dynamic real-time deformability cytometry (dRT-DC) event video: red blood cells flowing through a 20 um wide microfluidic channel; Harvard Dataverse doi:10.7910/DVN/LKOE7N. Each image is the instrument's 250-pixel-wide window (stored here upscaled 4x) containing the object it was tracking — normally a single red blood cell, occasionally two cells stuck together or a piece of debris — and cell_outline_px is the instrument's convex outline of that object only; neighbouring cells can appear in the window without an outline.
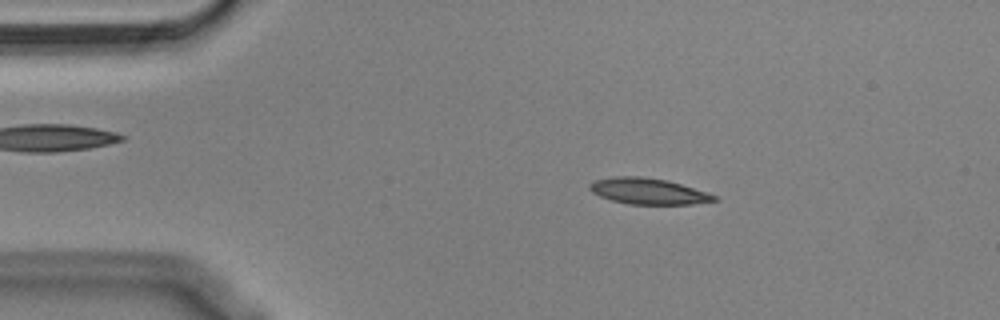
{"species": "Egyptian fruit bat (a non-hibernating species)", "species_latin": "Rousettus aegyptiacus", "temperature_condition": "cold", "stored_images_in_passage": 54, "camera_frame_rate_fps": 3000, "um_per_image_px": 0.085, "animal": {"sex": "male"}, "frame": {"image": 1, "passage_image": 9, "time_ms": 2.667, "image_size_px": [1000, 320], "cell_outline_px": [[720, 200], [692, 204], [628, 204], [612, 200], [600, 196], [592, 192], [588, 188], [588, 184], [596, 180], [612, 176], [640, 176], [668, 180], [708, 192], [716, 196]], "centroid_in_image_um": [55.1, 16.25], "position_along_channel_um": 29.9, "area_um2": 19.02}}
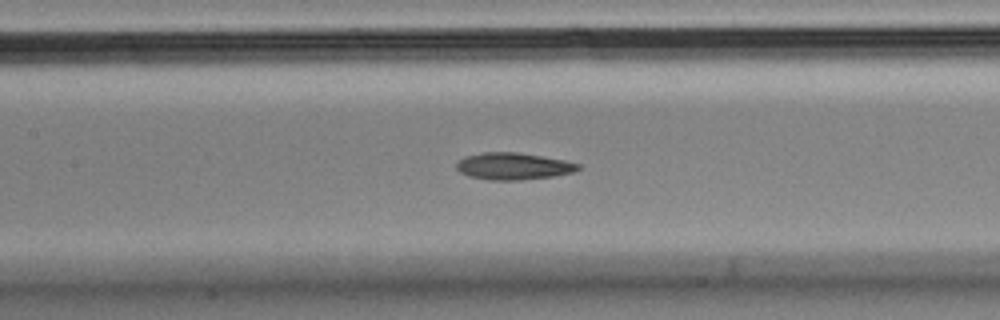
{"frame": {"image": 2, "passage_image": 24, "time_ms": 7.667, "image_size_px": [1000, 320], "cell_outline_px": [[580, 168], [572, 172], [552, 176], [520, 180], [488, 180], [468, 176], [460, 172], [456, 168], [456, 164], [464, 156], [484, 152], [520, 152], [564, 160], [580, 164]], "centroid_in_image_um": [43.6, 14.12], "position_along_channel_um": 163.8, "area_um2": 19.07}}
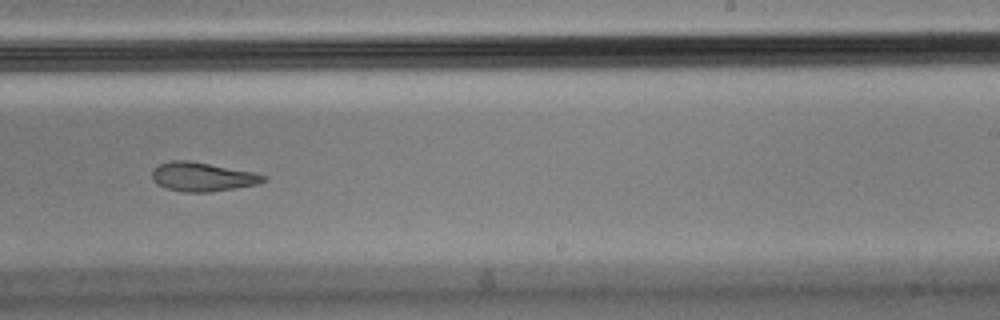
{"frame": {"image": 3, "passage_image": 33, "time_ms": 10.667, "image_size_px": [1000, 320], "cell_outline_px": [[268, 180], [260, 184], [208, 192], [180, 192], [156, 184], [152, 180], [152, 168], [160, 164], [172, 160], [188, 160], [252, 172], [268, 176]], "centroid_in_image_um": [17.2, 15.03], "position_along_channel_um": 271.8, "area_um2": 18.84}, "authors_computed_cell_mechanics": {"area_um2": 19.0162, "velocity_mm_per_s": 3.6139, "shape_relaxation_time_tau1_ms": 8.3829, "shape_relaxation_time_tau2_ms": 7.536, "deformation_change_tau1": 0.2047, "deformation_change_tau2": 0.1428}}